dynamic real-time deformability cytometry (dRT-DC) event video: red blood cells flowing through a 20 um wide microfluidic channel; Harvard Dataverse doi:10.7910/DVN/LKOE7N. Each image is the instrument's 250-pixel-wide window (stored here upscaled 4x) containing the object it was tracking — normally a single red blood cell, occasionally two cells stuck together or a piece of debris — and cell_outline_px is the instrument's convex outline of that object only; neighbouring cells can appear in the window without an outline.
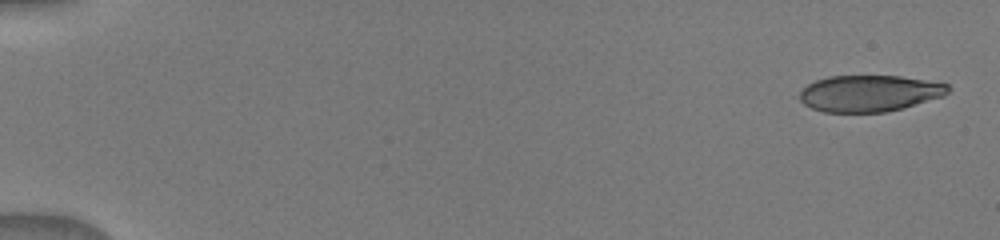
{"species": "human", "species_latin": "Homo sapiens", "temperature_condition": "warm", "stored_images_in_passage": 18, "camera_frame_rate_fps": 3000, "um_per_image_px": 0.085, "donor": {"sex": "male"}, "frame": {"image": 1, "passage_image": 1, "time_ms": 0.0, "image_size_px": [1000, 240], "cell_outline_px": [[952, 88], [944, 96], [904, 108], [884, 112], [824, 112], [812, 108], [804, 104], [796, 96], [808, 84], [816, 80], [828, 76], [900, 76], [948, 84]], "centroid_in_image_um": [73.89, 7.94], "position_along_channel_um": 11.1, "area_um2": 31.62}}
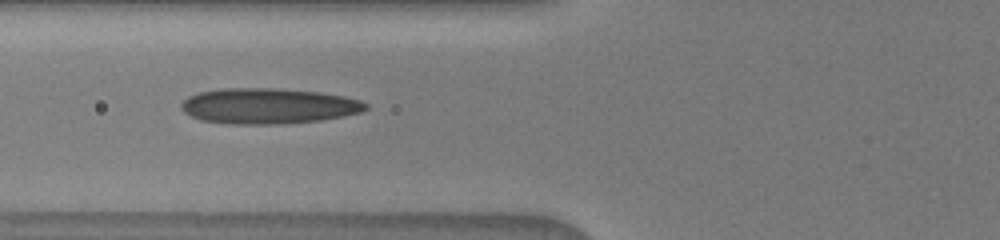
{"frame": {"image": 2, "passage_image": 7, "time_ms": 6.333, "image_size_px": [1000, 240], "cell_outline_px": [[368, 108], [360, 112], [344, 116], [320, 120], [276, 124], [232, 124], [200, 120], [184, 112], [180, 108], [180, 104], [188, 96], [200, 92], [220, 88], [276, 88], [320, 92], [344, 96], [360, 100], [368, 104]], "centroid_in_image_um": [22.8, 9.0], "position_along_channel_um": 103.0, "area_um2": 38.32}}
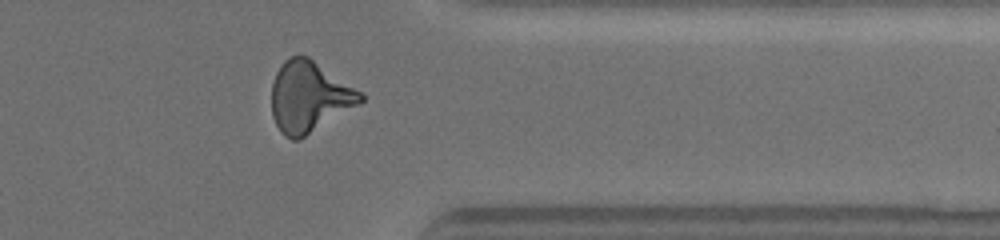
{"frame": {"image": 3, "passage_image": 15, "time_ms": 13.333, "image_size_px": [1000, 240], "cell_outline_px": [[364, 100], [360, 104], [300, 140], [292, 140], [284, 136], [280, 132], [272, 116], [272, 84], [276, 72], [284, 60], [288, 56], [308, 56], [360, 92], [364, 96]], "centroid_in_image_um": [26.26, 8.26], "position_along_channel_um": 385.1, "area_um2": 36.59}}